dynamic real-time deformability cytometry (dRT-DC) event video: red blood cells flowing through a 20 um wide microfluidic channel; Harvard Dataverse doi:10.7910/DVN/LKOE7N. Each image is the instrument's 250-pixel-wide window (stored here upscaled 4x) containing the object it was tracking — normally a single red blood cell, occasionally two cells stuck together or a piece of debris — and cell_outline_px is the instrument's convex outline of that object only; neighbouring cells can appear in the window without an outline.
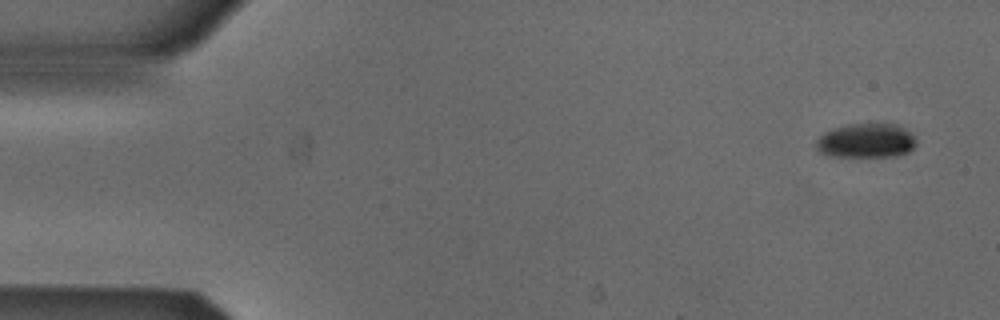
{"species": "Egyptian fruit bat (a non-hibernating species)", "species_latin": "Rousettus aegyptiacus", "temperature_condition": "cold", "stored_images_in_passage": 3, "camera_frame_rate_fps": 3000, "um_per_image_px": 0.085, "animal": {"sex": "male"}, "frame": {"image": 1, "passage_image": 1, "time_ms": 0.0, "image_size_px": [1000, 320], "cell_outline_px": [[916, 144], [908, 152], [896, 156], [832, 156], [820, 152], [816, 148], [816, 140], [820, 136], [836, 128], [848, 124], [896, 124], [908, 132], [916, 140]], "centroid_in_image_um": [73.62, 11.97], "position_along_channel_um": 11.4, "area_um2": 19.59}}